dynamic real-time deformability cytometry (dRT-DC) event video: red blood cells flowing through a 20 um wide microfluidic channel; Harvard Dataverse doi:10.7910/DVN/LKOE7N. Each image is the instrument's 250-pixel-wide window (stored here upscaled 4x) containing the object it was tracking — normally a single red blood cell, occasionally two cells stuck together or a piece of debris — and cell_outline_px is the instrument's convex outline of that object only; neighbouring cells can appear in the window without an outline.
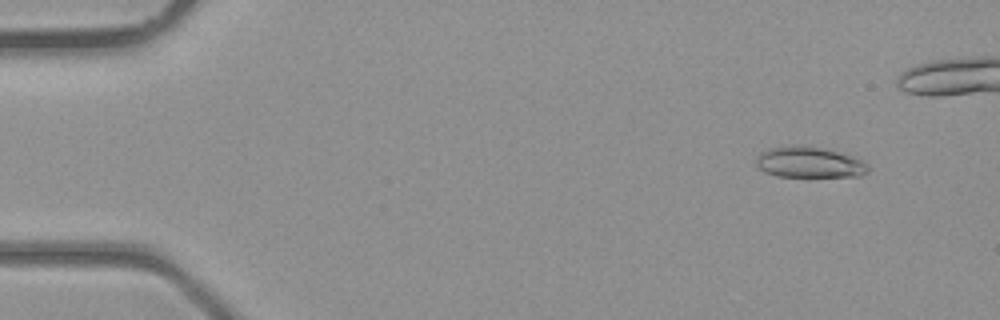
{"species": "common noctule bat (a hibernating species)", "species_latin": "Nyctalus noctula", "temperature_condition": "room temperature", "stored_images_in_passage": 37, "camera_frame_rate_fps": 3000, "um_per_image_px": 0.085, "animal": {"sex": "male", "body_mass_g": 23.1, "forearm_length_mm": 52.7}, "frame": {"image": 1, "passage_image": 4, "time_ms": 1.0, "image_size_px": [1000, 320], "cell_outline_px": [[868, 172], [860, 176], [776, 176], [764, 172], [756, 164], [756, 156], [760, 152], [768, 148], [820, 148], [852, 156], [864, 160], [868, 164]], "centroid_in_image_um": [68.81, 13.84], "position_along_channel_um": 16.2, "area_um2": 19.42}}
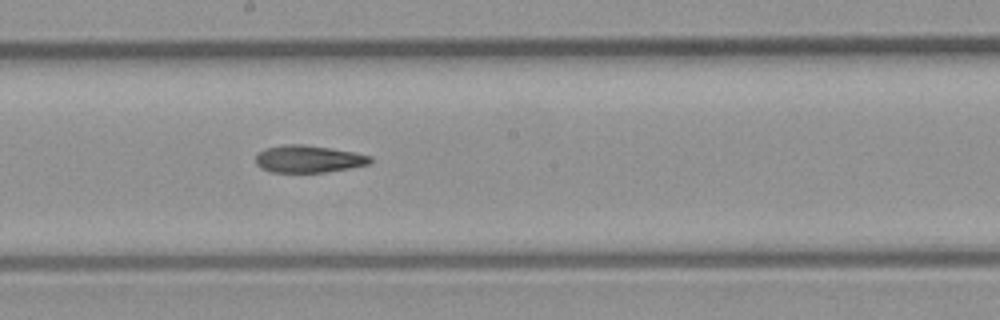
{"frame": {"image": 2, "passage_image": 23, "time_ms": 7.333, "image_size_px": [1000, 320], "cell_outline_px": [[372, 160], [368, 164], [348, 168], [324, 172], [272, 172], [260, 168], [256, 164], [256, 152], [264, 148], [284, 144], [304, 144], [352, 152], [368, 156]], "centroid_in_image_um": [26.12, 13.5], "position_along_channel_um": 222.1, "area_um2": 18.03}}
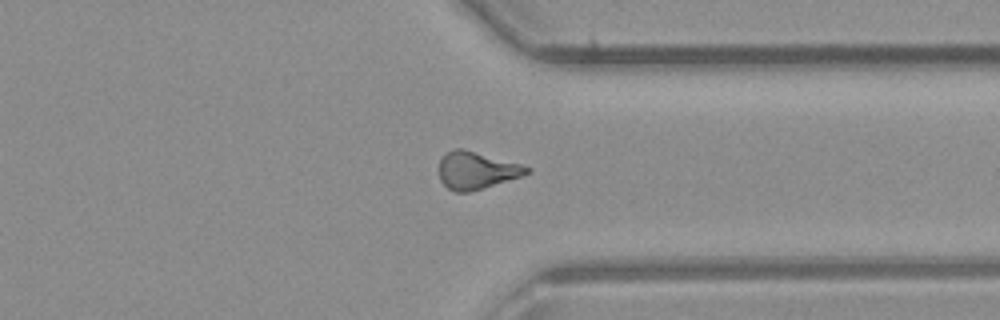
{"frame": {"image": 3, "passage_image": 32, "time_ms": 10.333, "image_size_px": [1000, 320], "cell_outline_px": [[532, 172], [484, 188], [468, 192], [456, 192], [448, 188], [440, 180], [440, 160], [448, 152], [456, 148], [460, 148], [520, 164], [532, 168]], "centroid_in_image_um": [40.51, 14.5], "position_along_channel_um": 370.9, "area_um2": 18.67}}